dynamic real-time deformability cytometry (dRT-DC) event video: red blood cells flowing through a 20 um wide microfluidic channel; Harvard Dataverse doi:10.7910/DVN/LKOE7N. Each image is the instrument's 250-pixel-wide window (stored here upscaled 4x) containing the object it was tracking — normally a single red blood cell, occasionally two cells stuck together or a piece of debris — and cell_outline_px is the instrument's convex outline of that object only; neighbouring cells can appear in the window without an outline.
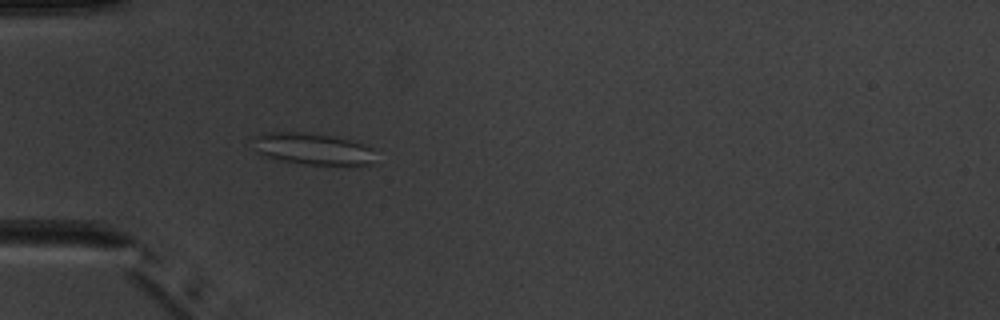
{"species": "common noctule bat (a hibernating species)", "species_latin": "Nyctalus noctula", "temperature_condition": "warm", "stored_images_in_passage": 4, "camera_frame_rate_fps": 3000, "um_per_image_px": 0.085, "animal": {"sex": "male", "body_mass_g": 20.1, "forearm_length_mm": 53.5}, "frame": {"image": 1, "passage_image": 4, "time_ms": 3.333, "image_size_px": [1000, 320], "cell_outline_px": [[372, 164], [348, 168], [304, 164], [268, 160], [256, 152], [252, 136], [268, 132], [304, 132], [336, 136], [364, 144], [372, 148]], "centroid_in_image_um": [26.56, 12.7], "position_along_channel_um": 58.4, "area_um2": 23.81}}